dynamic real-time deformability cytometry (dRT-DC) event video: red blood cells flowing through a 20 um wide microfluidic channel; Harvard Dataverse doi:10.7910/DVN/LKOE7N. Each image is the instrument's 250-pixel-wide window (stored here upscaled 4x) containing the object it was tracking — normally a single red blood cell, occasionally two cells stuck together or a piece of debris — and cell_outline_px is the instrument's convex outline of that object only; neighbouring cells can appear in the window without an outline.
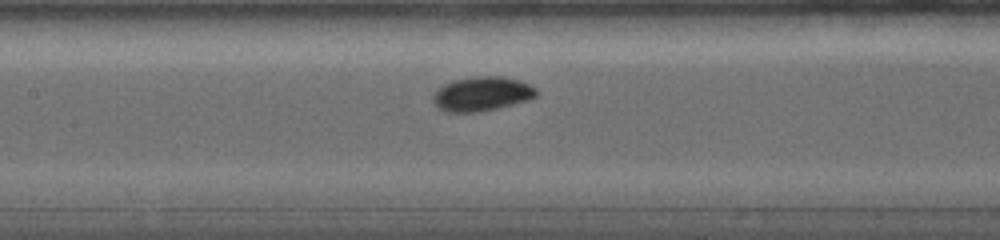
{"species": "common noctule bat (a hibernating species)", "species_latin": "Nyctalus noctula", "temperature_condition": "warm", "stored_images_in_passage": 19, "camera_frame_rate_fps": 5000, "um_per_image_px": 0.085, "animal": {"sex": "female", "body_mass_g": 19.0, "forearm_length_mm": 56.7}, "frame": {"image": 1, "passage_image": 7, "time_ms": 3.8, "image_size_px": [1000, 240], "cell_outline_px": [[540, 92], [536, 96], [528, 100], [480, 112], [448, 112], [440, 108], [432, 100], [432, 96], [444, 84], [452, 80], [472, 76], [500, 76], [520, 80], [536, 88]], "centroid_in_image_um": [40.99, 7.96], "position_along_channel_um": 166.4, "area_um2": 20.63}}
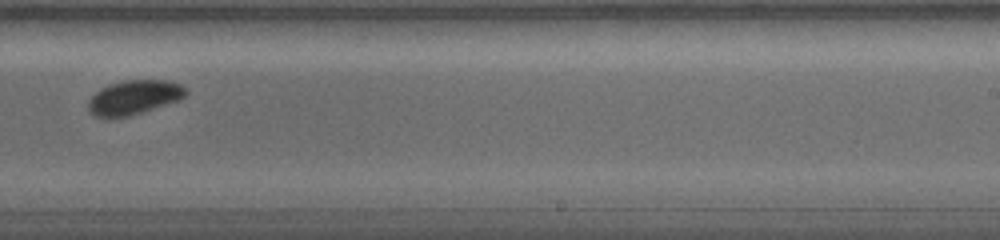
{"frame": {"image": 2, "passage_image": 12, "time_ms": 6.8, "image_size_px": [1000, 240], "cell_outline_px": [[188, 92], [180, 100], [128, 116], [104, 120], [92, 116], [88, 112], [88, 100], [100, 88], [108, 84], [124, 80], [168, 80], [180, 84], [188, 88]], "centroid_in_image_um": [11.34, 8.3], "position_along_channel_um": 277.7, "area_um2": 20.0}}
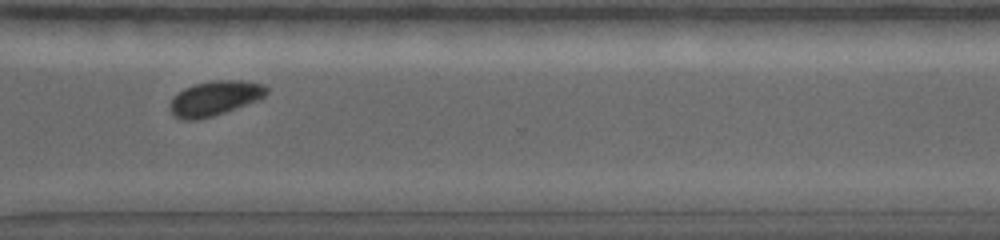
{"frame": {"image": 3, "passage_image": 15, "time_ms": 8.8, "image_size_px": [1000, 240], "cell_outline_px": [[268, 92], [264, 96], [256, 100], [224, 112], [212, 116], [196, 120], [184, 120], [176, 116], [168, 108], [168, 104], [184, 88], [196, 84], [212, 80], [240, 80], [264, 84], [268, 88]], "centroid_in_image_um": [18.25, 8.34], "position_along_channel_um": 352.3, "area_um2": 19.19}, "authors_computed_cell_mechanics": {"area_um2": 19.4208, "velocity_mm_per_s": 3.7119, "shape_relaxation_time_tau1_ms": 1.34, "shape_relaxation_time_tau2_ms": null, "deformation_change_tau1": 0.0723, "deformation_change_tau2": null}}